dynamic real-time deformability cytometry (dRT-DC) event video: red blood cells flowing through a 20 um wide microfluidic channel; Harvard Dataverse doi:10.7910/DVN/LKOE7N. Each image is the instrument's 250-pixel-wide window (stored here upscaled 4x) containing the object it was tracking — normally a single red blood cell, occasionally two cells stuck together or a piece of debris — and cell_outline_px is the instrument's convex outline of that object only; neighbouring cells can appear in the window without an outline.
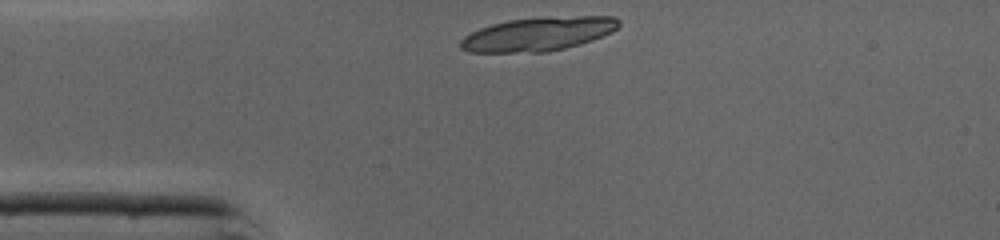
{"species": "common noctule bat (a hibernating species)", "species_latin": "Nyctalus noctula", "temperature_condition": "cold", "stored_images_in_passage": 21, "camera_frame_rate_fps": 3000, "um_per_image_px": 0.085, "animal": {"sex": "male", "body_mass_g": 19.0, "forearm_length_mm": 50.8}, "frame": {"image": 1, "passage_image": 1, "time_ms": 0.0, "image_size_px": [1000, 240], "cell_outline_px": [[620, 24], [612, 32], [592, 40], [580, 44], [548, 52], [468, 52], [460, 48], [460, 40], [464, 36], [480, 28], [492, 24], [508, 20], [544, 16], [616, 16], [620, 20]], "centroid_in_image_um": [45.76, 2.88], "position_along_channel_um": 39.2, "area_um2": 31.39}}